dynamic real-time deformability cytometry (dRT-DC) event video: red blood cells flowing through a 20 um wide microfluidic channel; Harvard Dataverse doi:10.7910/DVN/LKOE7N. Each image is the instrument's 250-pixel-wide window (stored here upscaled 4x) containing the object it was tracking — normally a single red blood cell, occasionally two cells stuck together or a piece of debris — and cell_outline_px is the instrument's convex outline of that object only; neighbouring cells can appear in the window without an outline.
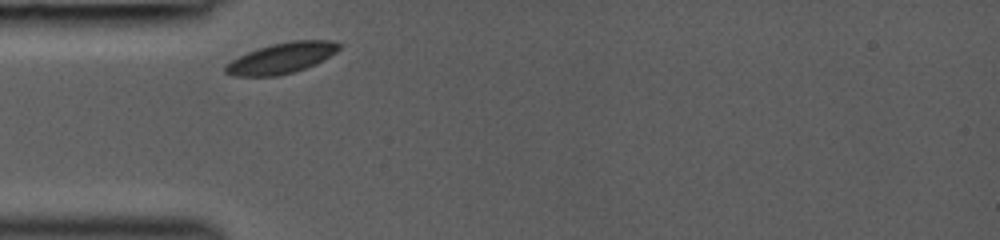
{"species": "common noctule bat (a hibernating species)", "species_latin": "Nyctalus noctula", "temperature_condition": "room temperature", "stored_images_in_passage": 15, "camera_frame_rate_fps": 3000, "um_per_image_px": 0.085, "animal": {"sex": "female", "body_mass_g": 19.0, "forearm_length_mm": 53.3}, "frame": {"image": 1, "passage_image": 1, "time_ms": 0.0, "image_size_px": [1000, 240], "cell_outline_px": [[344, 44], [336, 52], [316, 64], [292, 72], [276, 76], [232, 76], [224, 72], [224, 64], [248, 52], [272, 44], [292, 40], [328, 40]], "centroid_in_image_um": [23.94, 4.93], "position_along_channel_um": 61.1, "area_um2": 20.23}}
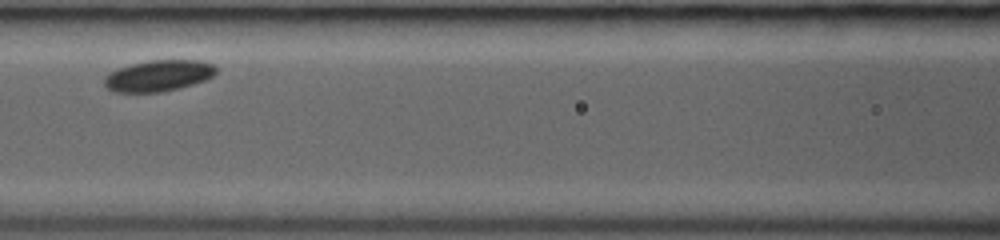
{"frame": {"image": 2, "passage_image": 9, "time_ms": 2.333, "image_size_px": [1000, 240], "cell_outline_px": [[216, 72], [208, 80], [180, 88], [160, 92], [112, 92], [104, 84], [104, 76], [116, 68], [148, 60], [200, 60], [216, 64]], "centroid_in_image_um": [13.49, 6.43], "position_along_channel_um": 153.1, "area_um2": 20.63}}
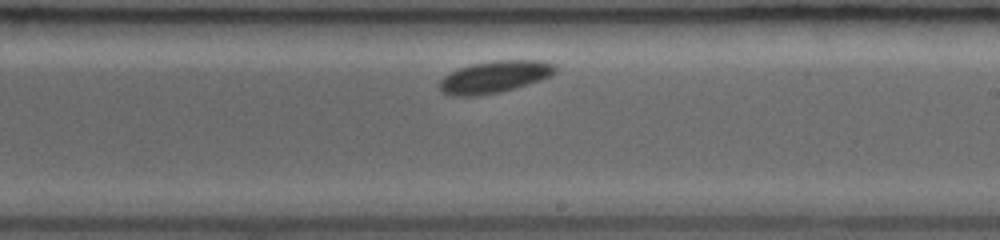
{"frame": {"image": 3, "passage_image": 15, "time_ms": 4.667, "image_size_px": [1000, 240], "cell_outline_px": [[556, 72], [540, 80], [516, 88], [500, 92], [476, 96], [452, 96], [440, 92], [440, 80], [444, 76], [460, 68], [472, 64], [492, 60], [540, 60], [556, 64]], "centroid_in_image_um": [42.04, 6.53], "position_along_channel_um": 247.0, "area_um2": 21.62}}